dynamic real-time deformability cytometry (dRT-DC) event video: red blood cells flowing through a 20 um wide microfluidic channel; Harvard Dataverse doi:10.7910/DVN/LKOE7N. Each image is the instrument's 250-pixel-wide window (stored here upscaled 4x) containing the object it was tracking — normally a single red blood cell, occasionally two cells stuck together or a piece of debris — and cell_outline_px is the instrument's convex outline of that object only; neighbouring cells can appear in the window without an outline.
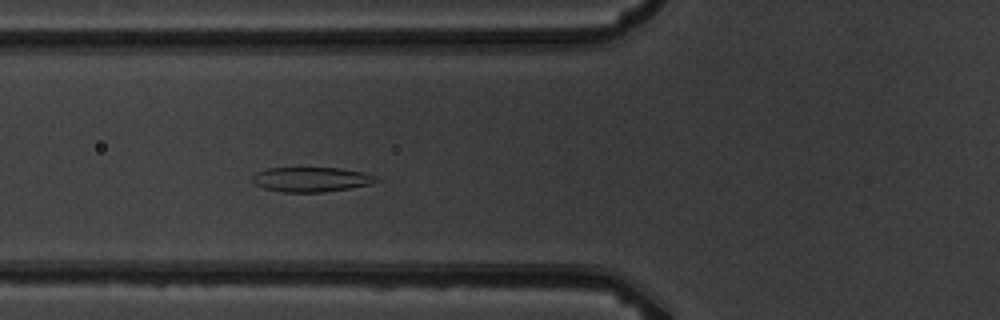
{"species": "common noctule bat (a hibernating species)", "species_latin": "Nyctalus noctula", "temperature_condition": "warm", "stored_images_in_passage": 5, "camera_frame_rate_fps": 3000, "um_per_image_px": 0.085, "animal": {"sex": "male", "body_mass_g": 19.5, "forearm_length_mm": 54.6}, "frame": {"image": 1, "passage_image": 5, "time_ms": 4.667, "image_size_px": [1000, 320], "cell_outline_px": [[380, 180], [372, 184], [324, 192], [284, 192], [264, 188], [252, 184], [248, 180], [256, 172], [268, 168], [340, 168], [364, 172], [376, 176]], "centroid_in_image_um": [26.42, 15.25], "position_along_channel_um": 99.4, "area_um2": 18.03}}